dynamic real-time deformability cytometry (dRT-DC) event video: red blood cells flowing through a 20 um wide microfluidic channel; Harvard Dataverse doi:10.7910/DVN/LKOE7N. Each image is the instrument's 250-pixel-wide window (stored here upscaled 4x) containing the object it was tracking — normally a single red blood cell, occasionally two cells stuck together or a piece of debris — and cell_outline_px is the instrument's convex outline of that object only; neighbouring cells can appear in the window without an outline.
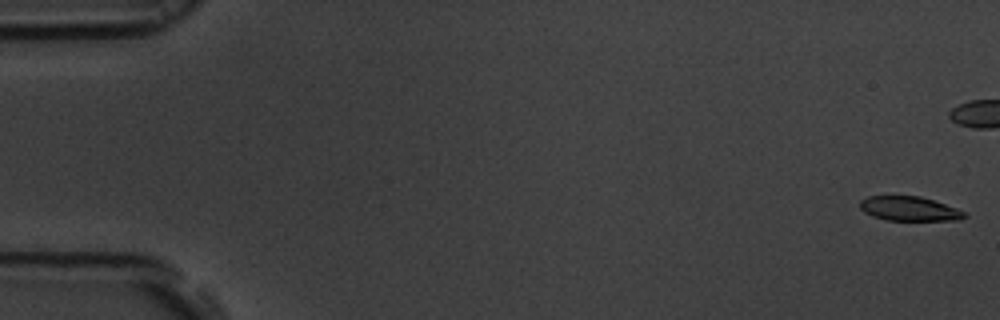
{"species": "common noctule bat (a hibernating species)", "species_latin": "Nyctalus noctula", "temperature_condition": "room temperature", "stored_images_in_passage": 56, "camera_frame_rate_fps": 3000, "um_per_image_px": 0.085, "animal": {"sex": "male", "body_mass_g": 19.5, "forearm_length_mm": 54.6}, "frame": {"image": 1, "passage_image": 1, "time_ms": 0.0, "image_size_px": [1000, 320], "cell_outline_px": [[968, 216], [960, 220], [888, 220], [872, 216], [864, 212], [860, 208], [860, 200], [868, 196], [920, 196], [968, 212]], "centroid_in_image_um": [77.31, 17.74], "position_along_channel_um": 7.7, "area_um2": 14.85}}
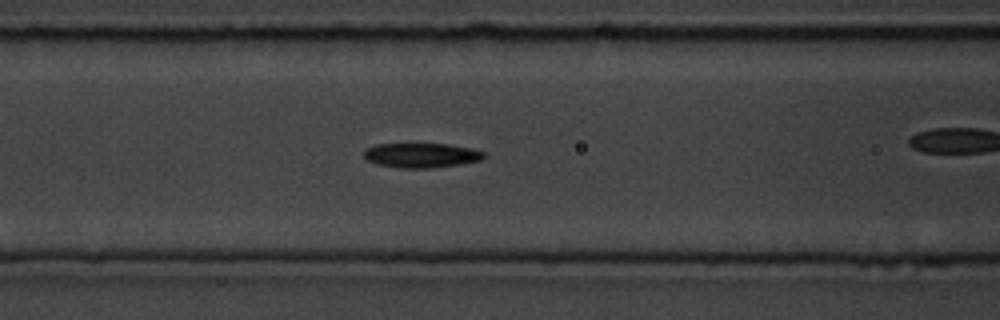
{"frame": {"image": 2, "passage_image": 23, "time_ms": 7.333, "image_size_px": [1000, 320], "cell_outline_px": [[484, 156], [480, 160], [460, 164], [428, 168], [400, 168], [380, 164], [368, 160], [364, 156], [364, 148], [376, 144], [448, 144], [472, 148], [484, 152]], "centroid_in_image_um": [35.8, 13.19], "position_along_channel_um": 130.8, "area_um2": 17.05}}
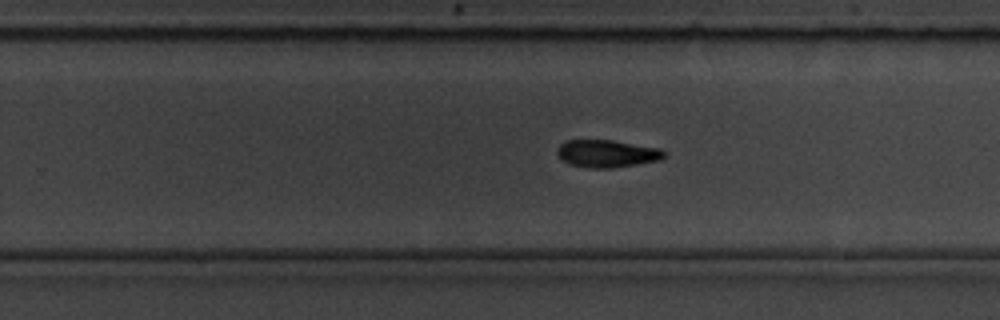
{"frame": {"image": 3, "passage_image": 35, "time_ms": 11.333, "image_size_px": [1000, 320], "cell_outline_px": [[664, 156], [660, 160], [612, 168], [592, 168], [568, 164], [560, 160], [556, 152], [556, 148], [564, 140], [612, 140], [660, 148], [664, 152]], "centroid_in_image_um": [51.52, 13.05], "position_along_channel_um": 278.3, "area_um2": 17.22}, "authors_computed_cell_mechanics": {"area_um2": 17.051, "velocity_mm_per_s": 3.6907, "shape_relaxation_time_tau1_ms": 3.3443, "shape_relaxation_time_tau2_ms": null, "deformation_change_tau1": 0.1172, "deformation_change_tau2": null}}